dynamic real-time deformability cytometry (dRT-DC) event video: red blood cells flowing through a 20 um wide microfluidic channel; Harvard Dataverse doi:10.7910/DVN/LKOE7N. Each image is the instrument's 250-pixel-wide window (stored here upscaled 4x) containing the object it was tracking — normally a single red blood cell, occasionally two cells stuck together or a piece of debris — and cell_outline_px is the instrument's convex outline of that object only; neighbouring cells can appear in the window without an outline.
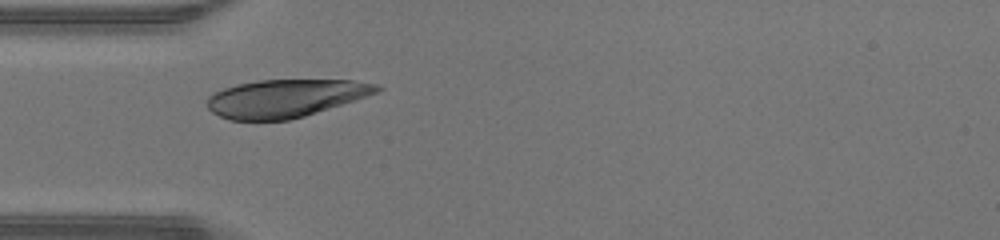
{"species": "human", "species_latin": "Homo sapiens", "temperature_condition": "warm", "stored_images_in_passage": 26, "camera_frame_rate_fps": 3000, "um_per_image_px": 0.085, "donor": {"sex": "male"}, "frame": {"image": 1, "passage_image": 1, "time_ms": 0.0, "image_size_px": [1000, 240], "cell_outline_px": [[384, 88], [380, 92], [304, 116], [288, 120], [228, 120], [212, 112], [208, 108], [208, 96], [224, 88], [236, 84], [256, 80], [352, 80], [380, 84]], "centroid_in_image_um": [24.29, 8.34], "position_along_channel_um": 60.7, "area_um2": 37.45}}
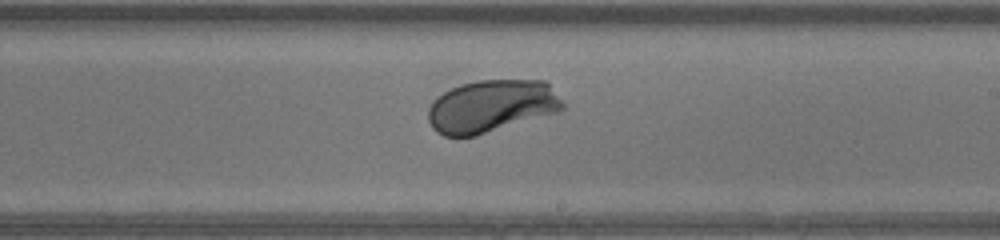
{"frame": {"image": 2, "passage_image": 14, "time_ms": 4.333, "image_size_px": [1000, 240], "cell_outline_px": [[564, 108], [556, 112], [476, 136], [444, 136], [436, 132], [432, 128], [428, 120], [428, 108], [432, 100], [444, 92], [460, 84], [480, 80], [544, 80], [548, 84], [564, 104]], "centroid_in_image_um": [41.72, 9.03], "position_along_channel_um": 247.3, "area_um2": 40.98}}
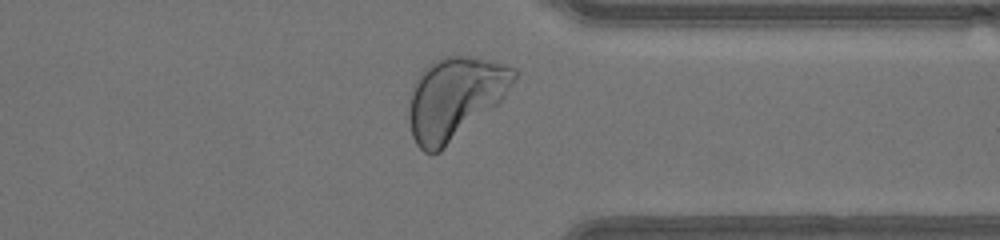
{"frame": {"image": 3, "passage_image": 23, "time_ms": 7.333, "image_size_px": [1000, 240], "cell_outline_px": [[516, 76], [500, 104], [440, 152], [432, 156], [424, 152], [416, 144], [412, 136], [408, 120], [408, 108], [412, 92], [416, 80], [420, 72], [428, 64], [444, 56], [468, 56], [504, 64], [516, 68]], "centroid_in_image_um": [38.66, 8.38], "position_along_channel_um": 372.7, "area_um2": 50.52}, "authors_computed_cell_mechanics": {"area_um2": 40.8357, "velocity_mm_per_s": 4.3185, "shape_relaxation_time_tau1_ms": 1.3723, "shape_relaxation_time_tau2_ms": null, "deformation_change_tau1": 0.1438, "deformation_change_tau2": null}}